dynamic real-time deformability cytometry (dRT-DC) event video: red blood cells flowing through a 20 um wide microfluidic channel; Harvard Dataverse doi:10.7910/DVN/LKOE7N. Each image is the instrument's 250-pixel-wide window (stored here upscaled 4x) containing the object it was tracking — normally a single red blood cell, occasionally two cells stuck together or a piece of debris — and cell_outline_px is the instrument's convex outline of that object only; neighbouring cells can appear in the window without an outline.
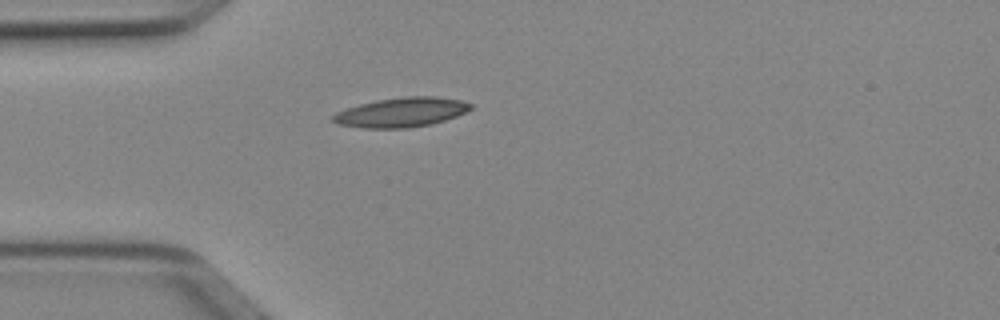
{"species": "Egyptian fruit bat (a non-hibernating species)", "species_latin": "Rousettus aegyptiacus", "temperature_condition": "cold", "stored_images_in_passage": 32, "camera_frame_rate_fps": 3000, "um_per_image_px": 0.085, "animal": {"sex": "female"}, "frame": {"image": 1, "passage_image": 1, "time_ms": 0.0, "image_size_px": [1000, 320], "cell_outline_px": [[472, 108], [456, 116], [432, 124], [408, 128], [364, 128], [340, 124], [332, 120], [332, 116], [336, 112], [360, 104], [376, 100], [404, 96], [436, 96], [460, 100], [472, 104]], "centroid_in_image_um": [34.13, 9.54], "position_along_channel_um": 50.9, "area_um2": 23.52}}
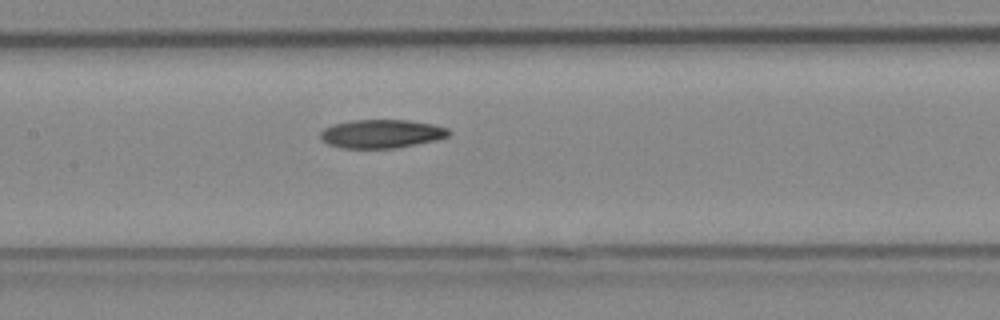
{"frame": {"image": 2, "passage_image": 11, "time_ms": 3.333, "image_size_px": [1000, 320], "cell_outline_px": [[452, 132], [448, 136], [436, 140], [396, 148], [340, 148], [328, 144], [320, 136], [320, 132], [324, 128], [332, 124], [352, 120], [408, 120], [432, 124], [448, 128]], "centroid_in_image_um": [32.43, 11.37], "position_along_channel_um": 175.0, "area_um2": 21.39}}
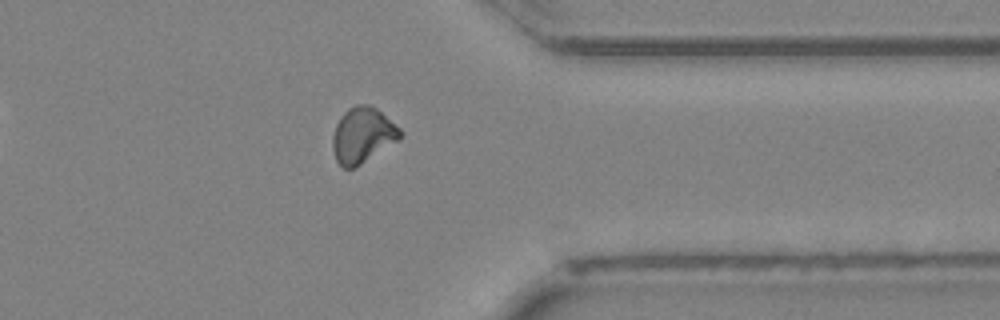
{"frame": {"image": 3, "passage_image": 27, "time_ms": 8.667, "image_size_px": [1000, 320], "cell_outline_px": [[404, 132], [396, 140], [360, 164], [352, 168], [344, 168], [336, 160], [332, 148], [332, 136], [336, 124], [340, 116], [348, 108], [356, 104], [372, 104], [400, 128]], "centroid_in_image_um": [30.79, 11.44], "position_along_channel_um": 380.6, "area_um2": 21.56}}